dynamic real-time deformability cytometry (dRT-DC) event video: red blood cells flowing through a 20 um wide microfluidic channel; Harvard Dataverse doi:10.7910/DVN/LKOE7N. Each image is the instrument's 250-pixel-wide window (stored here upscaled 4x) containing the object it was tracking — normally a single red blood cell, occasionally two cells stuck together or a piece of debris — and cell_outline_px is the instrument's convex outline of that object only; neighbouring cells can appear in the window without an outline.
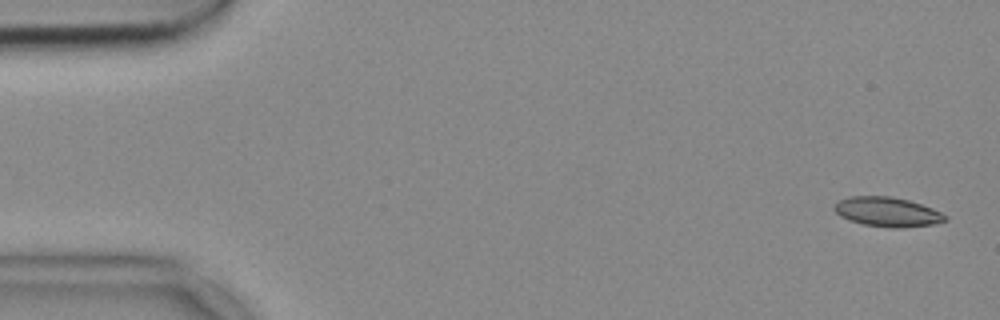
{"species": "common noctule bat (a hibernating species)", "species_latin": "Nyctalus noctula", "temperature_condition": "cold", "stored_images_in_passage": 53, "camera_frame_rate_fps": 3000, "um_per_image_px": 0.085, "animal": {"sex": "female", "body_mass_g": 18.4}, "frame": {"image": 1, "passage_image": 1, "time_ms": 0.0, "image_size_px": [1000, 320], "cell_outline_px": [[948, 220], [936, 224], [904, 228], [892, 228], [864, 224], [848, 220], [840, 216], [832, 208], [840, 200], [848, 196], [888, 196], [908, 200], [932, 208], [948, 216]], "centroid_in_image_um": [75.44, 18.02], "position_along_channel_um": 9.6, "area_um2": 19.13}}
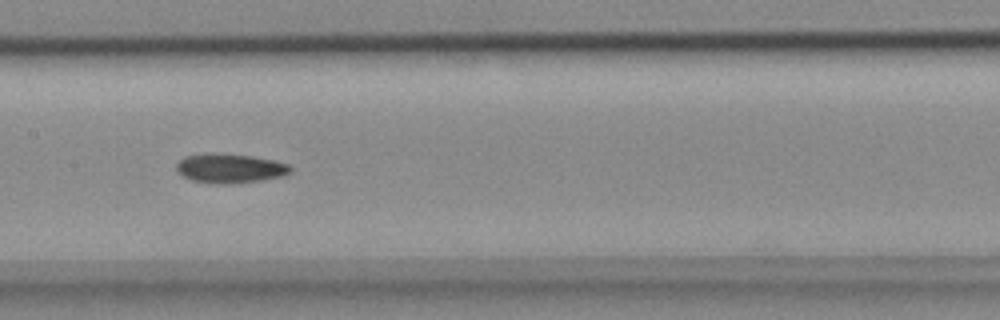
{"frame": {"image": 2, "passage_image": 25, "time_ms": 8.0, "image_size_px": [1000, 320], "cell_outline_px": [[292, 172], [284, 176], [264, 180], [228, 184], [216, 184], [192, 180], [184, 176], [176, 168], [176, 164], [184, 156], [208, 152], [216, 152], [252, 156], [272, 160], [288, 164], [292, 168]], "centroid_in_image_um": [19.56, 14.3], "position_along_channel_um": 187.8, "area_um2": 19.71}}
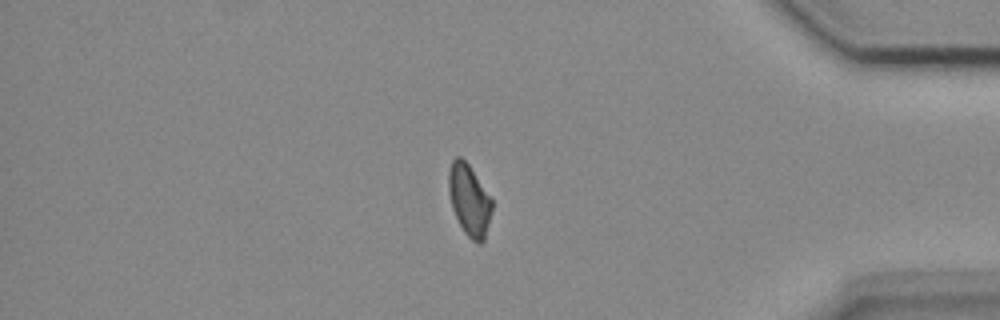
{"frame": {"image": 3, "passage_image": 44, "time_ms": 14.333, "image_size_px": [1000, 320], "cell_outline_px": [[492, 208], [484, 240], [480, 244], [476, 244], [464, 232], [452, 208], [448, 192], [448, 172], [452, 160], [456, 156], [460, 156], [468, 164], [492, 196]], "centroid_in_image_um": [39.89, 16.98], "position_along_channel_um": 395.3, "area_um2": 18.15}}